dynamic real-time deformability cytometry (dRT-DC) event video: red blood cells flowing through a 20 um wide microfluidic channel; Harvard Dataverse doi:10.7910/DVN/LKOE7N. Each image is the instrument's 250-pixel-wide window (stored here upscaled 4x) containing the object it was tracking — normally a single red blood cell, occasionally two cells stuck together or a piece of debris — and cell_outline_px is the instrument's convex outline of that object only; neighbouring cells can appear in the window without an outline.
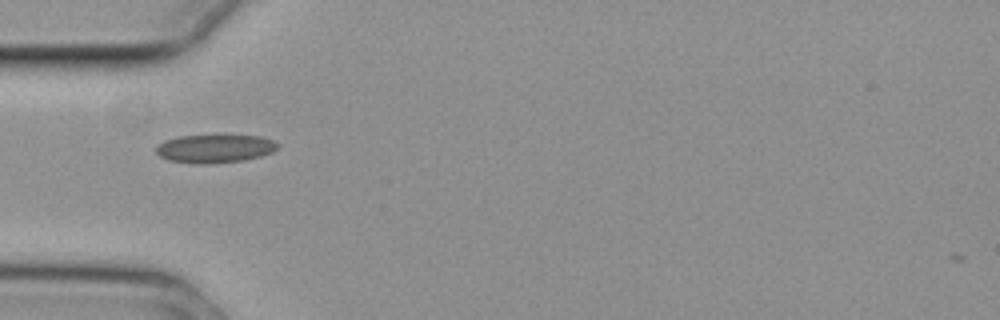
{"species": "common noctule bat (a hibernating species)", "species_latin": "Nyctalus noctula", "temperature_condition": "cold", "stored_images_in_passage": 39, "camera_frame_rate_fps": 3000, "um_per_image_px": 0.085, "animal": {"sex": "female", "body_mass_g": 29.2, "forearm_length_mm": 56.3}, "frame": {"image": 1, "passage_image": 1, "time_ms": 0.0, "image_size_px": [1000, 320], "cell_outline_px": [[280, 144], [272, 152], [260, 156], [244, 160], [208, 164], [196, 164], [168, 160], [160, 156], [156, 152], [156, 148], [164, 140], [180, 136], [220, 132], [260, 136], [272, 140]], "centroid_in_image_um": [18.28, 12.58], "position_along_channel_um": 66.7, "area_um2": 20.98}}
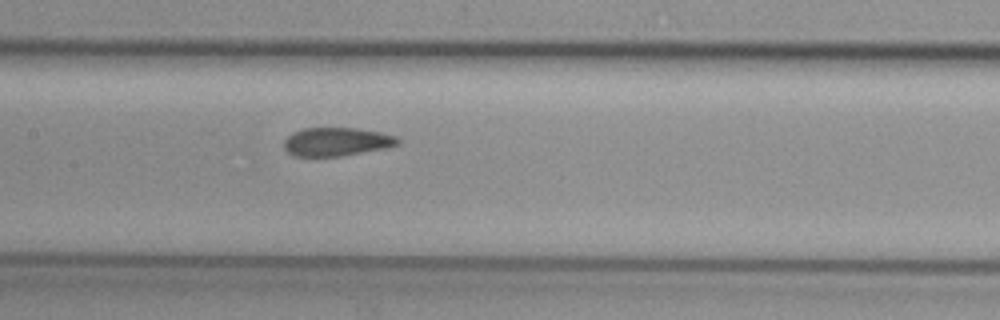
{"frame": {"image": 2, "passage_image": 10, "time_ms": 3.0, "image_size_px": [1000, 320], "cell_outline_px": [[400, 144], [388, 148], [340, 156], [292, 156], [284, 148], [284, 140], [292, 132], [304, 128], [356, 128], [380, 132], [396, 136], [400, 140]], "centroid_in_image_um": [28.62, 12.05], "position_along_channel_um": 178.8, "area_um2": 19.02}}
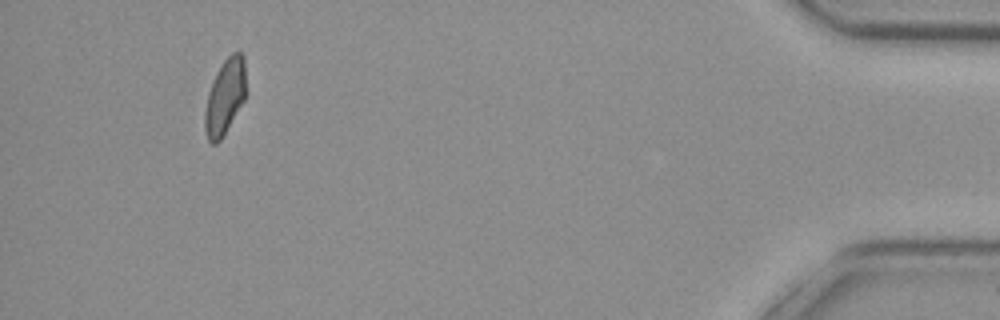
{"frame": {"image": 3, "passage_image": 35, "time_ms": 11.333, "image_size_px": [1000, 320], "cell_outline_px": [[248, 92], [244, 100], [220, 140], [216, 144], [212, 144], [208, 140], [204, 128], [204, 112], [208, 92], [216, 72], [224, 60], [232, 52], [240, 52], [244, 56]], "centroid_in_image_um": [19.14, 8.19], "position_along_channel_um": 416.1, "area_um2": 18.38}, "authors_computed_cell_mechanics": {"area_um2": 19.363, "velocity_mm_per_s": 3.7288, "shape_relaxation_time_tau1_ms": null, "shape_relaxation_time_tau2_ms": 2.4447, "deformation_change_tau1": null, "deformation_change_tau2": 0.0537}}